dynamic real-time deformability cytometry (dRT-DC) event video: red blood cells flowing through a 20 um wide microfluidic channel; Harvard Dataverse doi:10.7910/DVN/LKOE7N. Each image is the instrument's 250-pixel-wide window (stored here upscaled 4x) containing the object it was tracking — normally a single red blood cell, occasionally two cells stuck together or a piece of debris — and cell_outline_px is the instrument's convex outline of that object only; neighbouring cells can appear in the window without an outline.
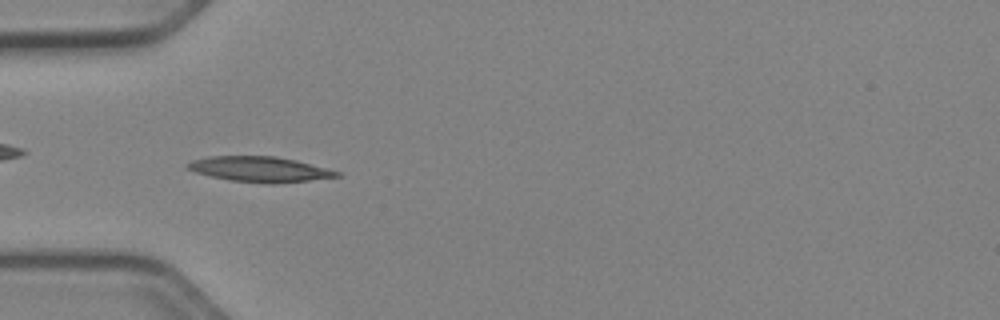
{"species": "Egyptian fruit bat (a non-hibernating species)", "species_latin": "Rousettus aegyptiacus", "temperature_condition": "cold", "stored_images_in_passage": 43, "camera_frame_rate_fps": 3000, "um_per_image_px": 0.085, "animal": {"sex": "female"}, "frame": {"image": 1, "passage_image": 15, "time_ms": 4.667, "image_size_px": [1000, 320], "cell_outline_px": [[344, 176], [272, 184], [228, 180], [196, 172], [184, 168], [184, 164], [192, 160], [208, 156], [276, 156], [296, 160], [340, 172]], "centroid_in_image_um": [22.04, 14.38], "position_along_channel_um": 63.0, "area_um2": 22.02}}
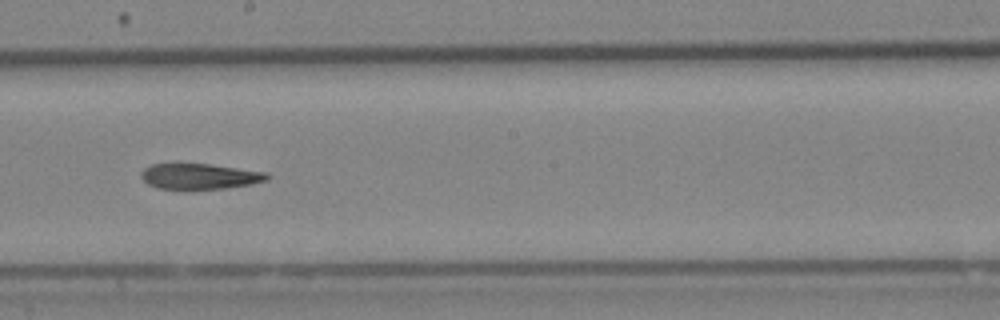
{"frame": {"image": 2, "passage_image": 28, "time_ms": 9.0, "image_size_px": [1000, 320], "cell_outline_px": [[272, 176], [268, 180], [252, 184], [224, 188], [156, 188], [148, 184], [140, 176], [140, 172], [144, 168], [152, 164], [176, 160], [208, 164], [268, 172]], "centroid_in_image_um": [16.93, 14.93], "position_along_channel_um": 231.3, "area_um2": 19.42}}
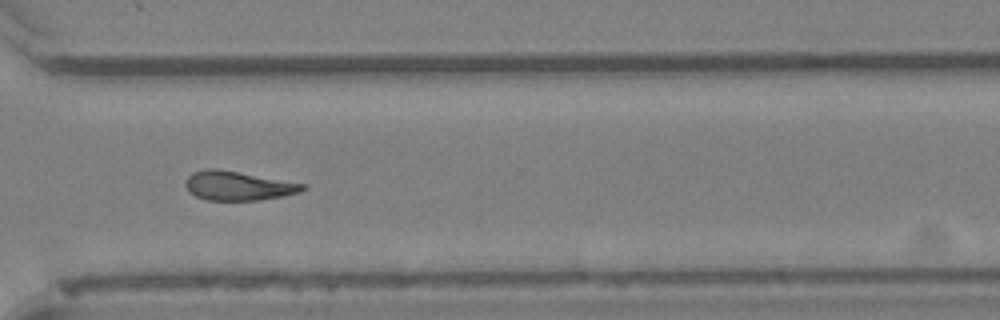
{"frame": {"image": 3, "passage_image": 37, "time_ms": 12.0, "image_size_px": [1000, 320], "cell_outline_px": [[308, 188], [300, 192], [260, 200], [208, 200], [196, 196], [188, 192], [184, 184], [184, 180], [192, 172], [208, 168], [216, 168], [308, 184]], "centroid_in_image_um": [20.23, 15.78], "position_along_channel_um": 350.4, "area_um2": 20.06}}